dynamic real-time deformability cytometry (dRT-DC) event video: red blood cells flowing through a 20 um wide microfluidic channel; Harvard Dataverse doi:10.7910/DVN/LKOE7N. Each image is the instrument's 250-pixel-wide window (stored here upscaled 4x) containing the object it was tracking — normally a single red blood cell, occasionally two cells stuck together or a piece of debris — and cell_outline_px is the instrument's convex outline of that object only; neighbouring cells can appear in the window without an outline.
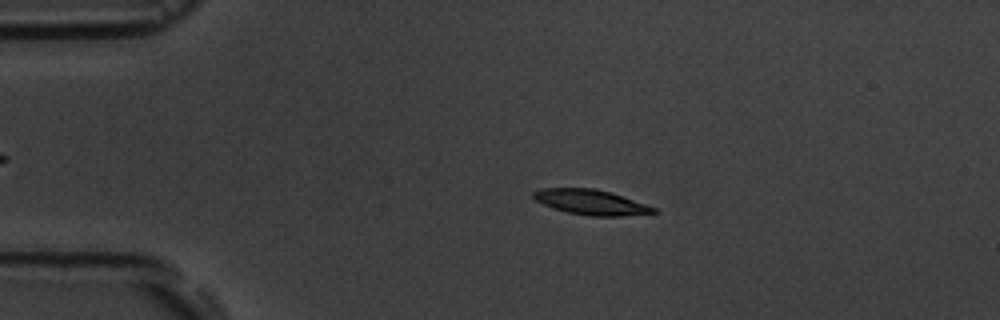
{"species": "common noctule bat (a hibernating species)", "species_latin": "Nyctalus noctula", "temperature_condition": "room temperature", "stored_images_in_passage": 5, "camera_frame_rate_fps": 3000, "um_per_image_px": 0.085, "animal": {"sex": "male", "body_mass_g": 19.5, "forearm_length_mm": 54.6}, "frame": {"image": 1, "passage_image": 3, "time_ms": 2.0, "image_size_px": [1000, 320], "cell_outline_px": [[660, 212], [620, 216], [588, 216], [568, 212], [552, 208], [536, 200], [532, 196], [532, 192], [540, 188], [592, 188], [612, 192], [656, 208]], "centroid_in_image_um": [50.22, 17.18], "position_along_channel_um": 34.8, "area_um2": 17.57}}
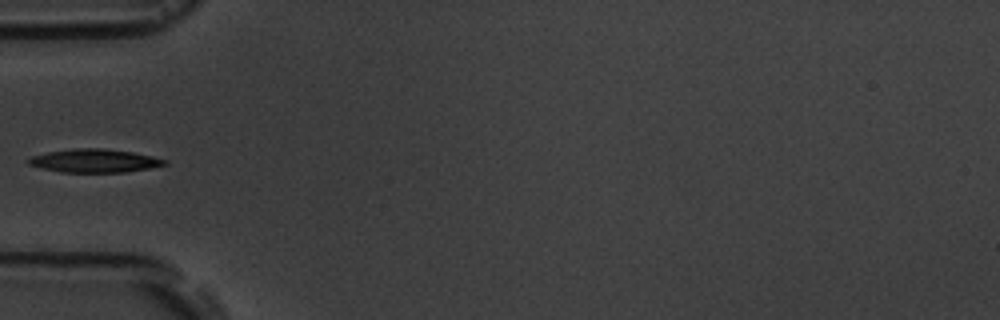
{"frame": {"image": 2, "passage_image": 5, "time_ms": 4.333, "image_size_px": [1000, 320], "cell_outline_px": [[168, 164], [148, 168], [124, 172], [60, 172], [28, 164], [24, 160], [32, 156], [48, 152], [72, 148], [104, 148], [132, 152], [152, 156], [168, 160]], "centroid_in_image_um": [8.02, 13.65], "position_along_channel_um": 77.0, "area_um2": 18.5}}